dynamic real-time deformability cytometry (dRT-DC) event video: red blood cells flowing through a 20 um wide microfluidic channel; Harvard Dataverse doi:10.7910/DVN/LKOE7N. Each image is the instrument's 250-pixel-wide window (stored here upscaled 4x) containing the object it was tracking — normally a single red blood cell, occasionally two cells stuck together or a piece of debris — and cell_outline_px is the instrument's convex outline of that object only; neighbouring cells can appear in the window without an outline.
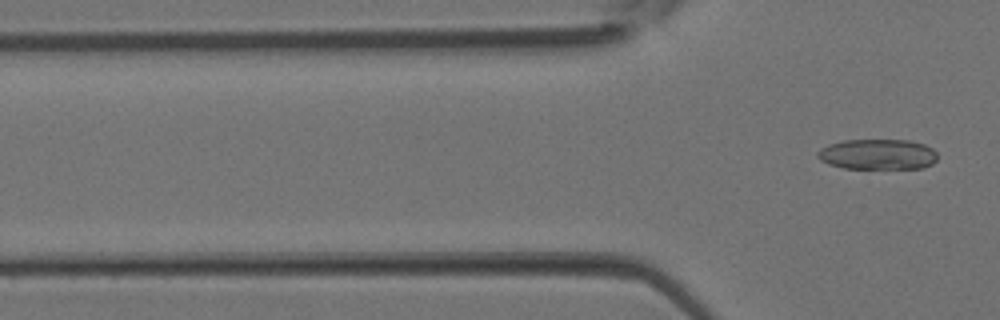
{"species": "Egyptian fruit bat (a non-hibernating species)", "species_latin": "Rousettus aegyptiacus", "temperature_condition": "room temperature", "stored_images_in_passage": 3, "camera_frame_rate_fps": 3000, "um_per_image_px": 0.085, "animal": {"sex": "female"}, "frame": {"image": 1, "passage_image": 3, "time_ms": 0.667, "image_size_px": [1000, 320], "cell_outline_px": [[936, 160], [932, 164], [924, 168], [844, 168], [828, 164], [820, 160], [816, 156], [816, 152], [820, 148], [828, 144], [844, 140], [908, 140], [924, 144], [932, 148], [936, 152]], "centroid_in_image_um": [74.57, 13.11], "position_along_channel_um": 51.2, "area_um2": 21.39}}